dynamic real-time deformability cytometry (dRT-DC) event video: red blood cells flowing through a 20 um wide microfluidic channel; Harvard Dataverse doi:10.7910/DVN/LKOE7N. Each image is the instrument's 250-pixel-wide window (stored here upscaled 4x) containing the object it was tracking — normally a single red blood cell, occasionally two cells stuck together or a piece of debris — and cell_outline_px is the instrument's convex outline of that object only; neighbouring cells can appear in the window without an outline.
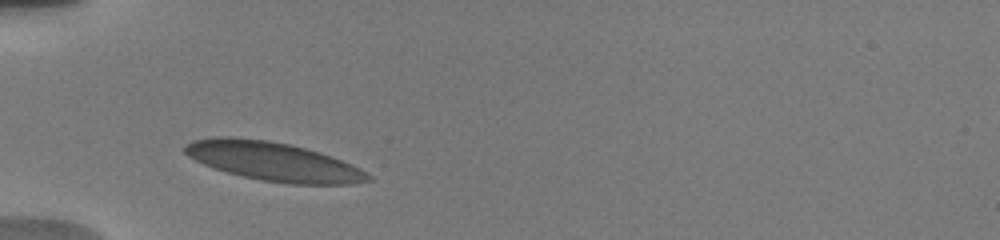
{"species": "human", "species_latin": "Homo sapiens", "temperature_condition": "warm", "stored_images_in_passage": 10, "camera_frame_rate_fps": 3000, "um_per_image_px": 0.085, "donor": {"sex": "male"}, "frame": {"image": 1, "passage_image": 1, "time_ms": 0.0, "image_size_px": [1000, 240], "cell_outline_px": [[372, 180], [352, 184], [292, 184], [260, 180], [228, 172], [204, 164], [188, 156], [184, 152], [184, 144], [192, 140], [216, 136], [228, 136], [268, 140], [288, 144], [320, 152], [332, 156], [352, 164], [360, 168], [372, 176]], "centroid_in_image_um": [23.25, 13.72], "position_along_channel_um": 61.8, "area_um2": 41.38}}
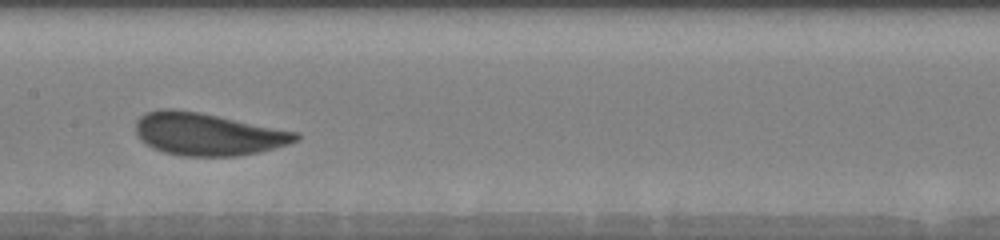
{"frame": {"image": 2, "passage_image": 4, "time_ms": 3.667, "image_size_px": [1000, 240], "cell_outline_px": [[300, 140], [276, 148], [260, 152], [236, 156], [184, 156], [164, 152], [152, 148], [144, 144], [136, 136], [136, 120], [140, 116], [148, 112], [160, 108], [196, 112], [296, 132], [300, 136]], "centroid_in_image_um": [17.61, 11.42], "position_along_channel_um": 189.8, "area_um2": 39.25}}
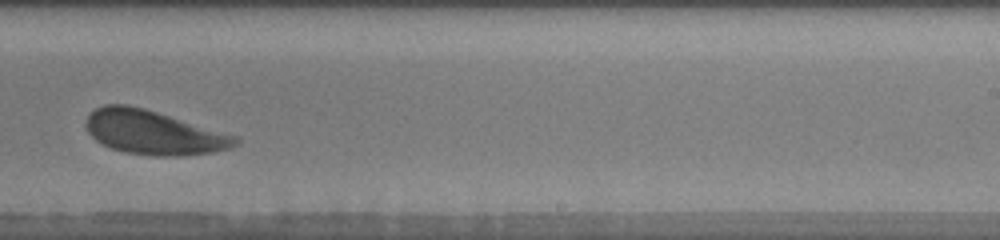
{"frame": {"image": 3, "passage_image": 6, "time_ms": 6.0, "image_size_px": [1000, 240], "cell_outline_px": [[240, 144], [228, 148], [212, 152], [180, 156], [152, 156], [124, 152], [112, 148], [96, 140], [88, 132], [84, 124], [88, 116], [96, 108], [104, 104], [128, 104], [144, 108], [240, 136]], "centroid_in_image_um": [13.08, 11.26], "position_along_channel_um": 275.9, "area_um2": 38.55}, "authors_computed_cell_mechanics": {"area_um2": 39.2462, "velocity_mm_per_s": 3.7111, "shape_relaxation_time_tau1_ms": 2.1762, "shape_relaxation_time_tau2_ms": null, "deformation_change_tau1": 0.0788, "deformation_change_tau2": null}}